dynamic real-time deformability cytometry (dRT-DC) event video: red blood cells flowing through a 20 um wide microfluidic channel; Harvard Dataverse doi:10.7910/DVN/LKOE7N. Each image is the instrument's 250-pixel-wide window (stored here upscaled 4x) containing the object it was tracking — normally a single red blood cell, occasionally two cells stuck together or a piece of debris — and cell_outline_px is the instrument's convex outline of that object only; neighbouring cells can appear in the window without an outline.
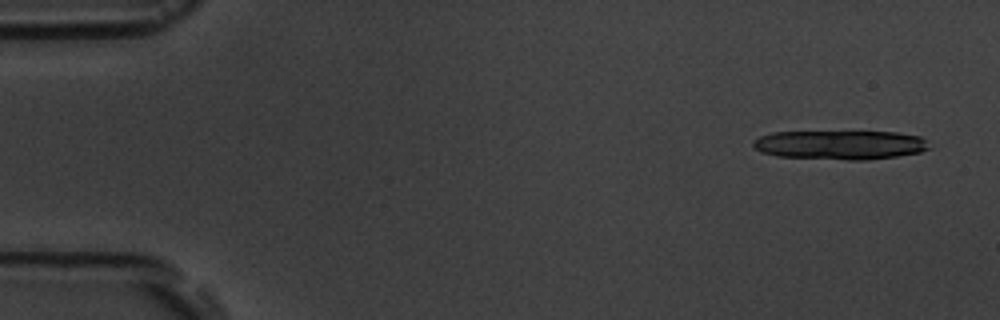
{"species": "common noctule bat (a hibernating species)", "species_latin": "Nyctalus noctula", "temperature_condition": "room temperature", "stored_images_in_passage": 5, "camera_frame_rate_fps": 3000, "um_per_image_px": 0.085, "animal": {"sex": "male", "body_mass_g": 19.5, "forearm_length_mm": 54.6}, "frame": {"image": 1, "passage_image": 1, "time_ms": 0.0, "image_size_px": [1000, 320], "cell_outline_px": [[932, 148], [920, 152], [896, 156], [868, 160], [848, 160], [776, 156], [760, 152], [752, 144], [752, 140], [760, 136], [772, 132], [896, 132], [920, 136], [928, 140]], "centroid_in_image_um": [71.44, 12.32], "position_along_channel_um": 13.6, "area_um2": 30.11}}